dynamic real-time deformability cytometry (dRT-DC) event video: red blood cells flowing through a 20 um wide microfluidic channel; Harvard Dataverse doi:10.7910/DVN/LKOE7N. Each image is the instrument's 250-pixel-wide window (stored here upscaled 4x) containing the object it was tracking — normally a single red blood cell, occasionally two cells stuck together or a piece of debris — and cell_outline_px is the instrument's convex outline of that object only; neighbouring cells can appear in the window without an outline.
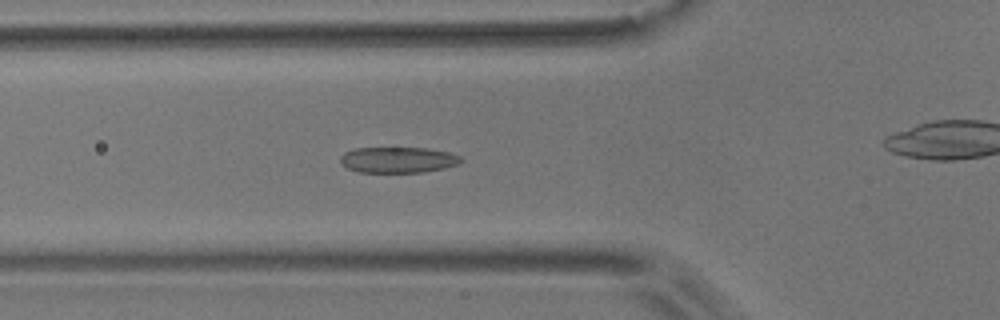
{"species": "common noctule bat (a hibernating species)", "species_latin": "Nyctalus noctula", "temperature_condition": "room temperature", "stored_images_in_passage": 43, "camera_frame_rate_fps": 3000, "um_per_image_px": 0.085, "animal": {"sex": "male", "body_mass_g": 17.9}, "frame": {"image": 1, "passage_image": 20, "time_ms": 6.333, "image_size_px": [1000, 320], "cell_outline_px": [[464, 160], [456, 164], [444, 168], [424, 172], [356, 172], [340, 164], [340, 156], [344, 152], [352, 148], [424, 148], [448, 152], [460, 156]], "centroid_in_image_um": [33.78, 13.59], "position_along_channel_um": 92.0, "area_um2": 18.21}}
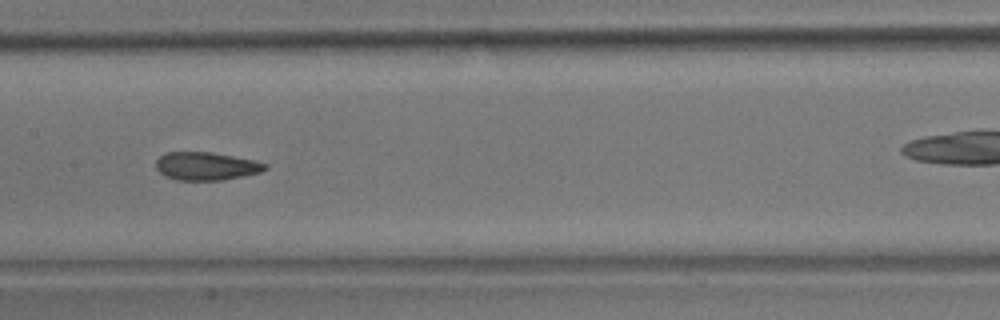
{"frame": {"image": 2, "passage_image": 28, "time_ms": 9.0, "image_size_px": [1000, 320], "cell_outline_px": [[268, 168], [260, 172], [244, 176], [220, 180], [176, 180], [164, 176], [156, 168], [156, 160], [160, 156], [168, 152], [208, 152], [256, 160], [268, 164]], "centroid_in_image_um": [17.53, 14.12], "position_along_channel_um": 189.9, "area_um2": 17.86}}
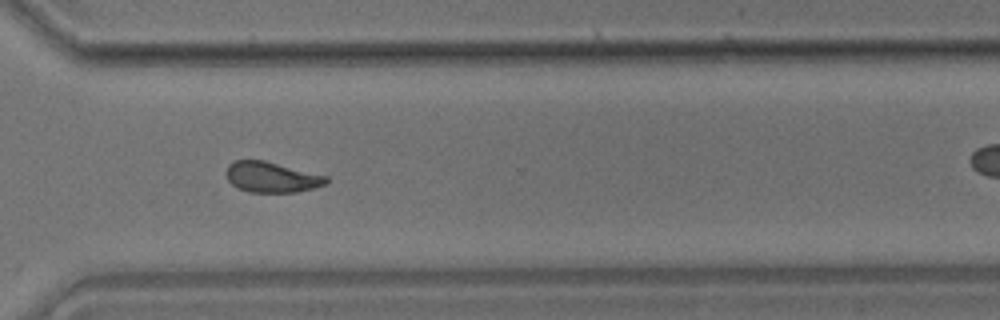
{"frame": {"image": 3, "passage_image": 41, "time_ms": 13.333, "image_size_px": [1000, 320], "cell_outline_px": [[328, 184], [296, 192], [248, 192], [232, 184], [228, 180], [224, 172], [228, 164], [232, 160], [264, 160], [328, 176]], "centroid_in_image_um": [23.07, 15.04], "position_along_channel_um": 347.5, "area_um2": 17.92}, "authors_computed_cell_mechanics": {"area_um2": 18.785, "velocity_mm_per_s": 3.6465, "shape_relaxation_time_tau1_ms": 5.9566, "shape_relaxation_time_tau2_ms": 1.5123, "deformation_change_tau1": 0.1333, "deformation_change_tau2": 0.0717}}